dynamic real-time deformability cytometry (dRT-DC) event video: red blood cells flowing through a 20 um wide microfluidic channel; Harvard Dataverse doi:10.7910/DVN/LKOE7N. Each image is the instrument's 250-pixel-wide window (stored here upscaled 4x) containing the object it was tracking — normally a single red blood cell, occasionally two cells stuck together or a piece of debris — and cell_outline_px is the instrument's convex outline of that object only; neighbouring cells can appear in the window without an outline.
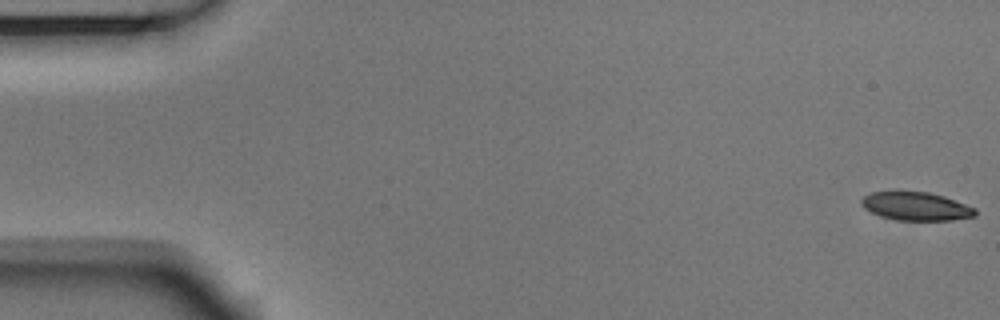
{"species": "Egyptian fruit bat (a non-hibernating species)", "species_latin": "Rousettus aegyptiacus", "temperature_condition": "room temperature", "stored_images_in_passage": 54, "camera_frame_rate_fps": 3000, "um_per_image_px": 0.085, "animal": {"sex": "male"}, "frame": {"image": 1, "passage_image": 1, "time_ms": 0.0, "image_size_px": [1000, 320], "cell_outline_px": [[976, 216], [952, 220], [896, 220], [872, 212], [864, 208], [860, 204], [860, 200], [864, 196], [872, 192], [892, 188], [900, 188], [928, 192], [944, 196], [976, 208]], "centroid_in_image_um": [77.81, 17.47], "position_along_channel_um": 7.2, "area_um2": 19.54}}
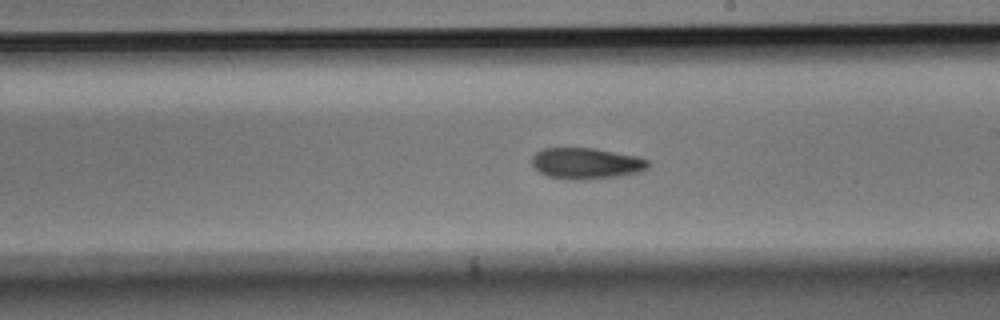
{"frame": {"image": 2, "passage_image": 31, "time_ms": 10.0, "image_size_px": [1000, 320], "cell_outline_px": [[648, 168], [636, 172], [616, 176], [588, 180], [572, 180], [548, 176], [540, 172], [532, 164], [532, 156], [536, 152], [544, 148], [592, 148], [636, 156], [648, 160]], "centroid_in_image_um": [49.79, 13.89], "position_along_channel_um": 239.2, "area_um2": 20.87}}
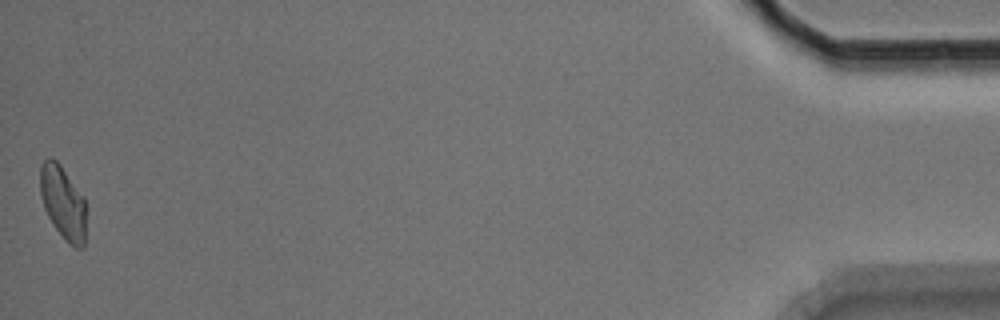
{"frame": {"image": 3, "passage_image": 54, "time_ms": 17.667, "image_size_px": [1000, 320], "cell_outline_px": [[84, 248], [76, 248], [68, 244], [52, 224], [44, 208], [40, 196], [40, 164], [48, 156], [56, 160], [60, 164], [84, 200]], "centroid_in_image_um": [5.3, 17.22], "position_along_channel_um": 429.9, "area_um2": 19.31}, "authors_computed_cell_mechanics": {"area_um2": 20.5479, "velocity_mm_per_s": 3.7293, "shape_relaxation_time_tau1_ms": 7.0739, "shape_relaxation_time_tau2_ms": 5.0722, "deformation_change_tau1": 0.1532, "deformation_change_tau2": 0.1123}}